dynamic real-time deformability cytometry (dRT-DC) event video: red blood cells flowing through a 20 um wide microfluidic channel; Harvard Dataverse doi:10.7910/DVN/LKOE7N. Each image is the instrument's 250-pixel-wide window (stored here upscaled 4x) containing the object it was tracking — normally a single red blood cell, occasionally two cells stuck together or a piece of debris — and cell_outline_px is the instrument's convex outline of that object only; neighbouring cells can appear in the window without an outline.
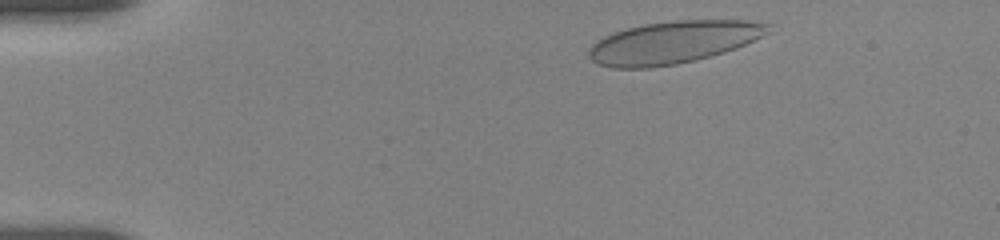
{"species": "human", "species_latin": "Homo sapiens", "temperature_condition": "room temperature", "stored_images_in_passage": 7, "camera_frame_rate_fps": 3000, "um_per_image_px": 0.085, "donor": {"sex": "female"}, "frame": {"image": 1, "passage_image": 2, "time_ms": 0.667, "image_size_px": [1000, 240], "cell_outline_px": [[776, 24], [772, 32], [736, 48], [724, 52], [676, 64], [648, 68], [612, 68], [600, 64], [592, 60], [588, 56], [588, 52], [592, 44], [596, 40], [612, 32], [644, 24], [672, 20], [748, 20]], "centroid_in_image_um": [57.28, 3.57], "position_along_channel_um": 27.7, "area_um2": 44.56}}
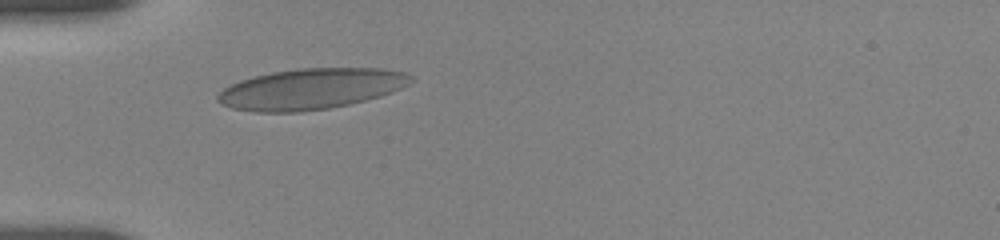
{"frame": {"image": 2, "passage_image": 5, "time_ms": 3.333, "image_size_px": [1000, 240], "cell_outline_px": [[416, 80], [392, 92], [380, 96], [348, 104], [328, 108], [300, 112], [256, 112], [232, 108], [220, 104], [216, 100], [216, 96], [224, 88], [240, 80], [272, 72], [300, 68], [380, 68], [408, 72], [416, 76]], "centroid_in_image_um": [26.46, 7.55], "position_along_channel_um": 58.5, "area_um2": 46.07}}
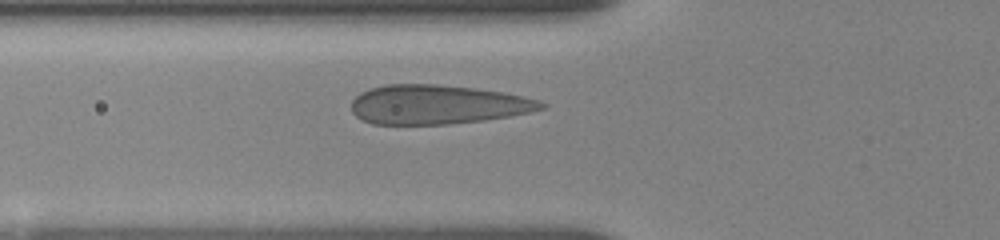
{"frame": {"image": 3, "passage_image": 7, "time_ms": 4.333, "image_size_px": [1000, 240], "cell_outline_px": [[548, 104], [544, 108], [528, 112], [508, 116], [484, 120], [448, 124], [372, 124], [356, 116], [352, 112], [352, 100], [360, 92], [368, 88], [384, 84], [436, 84], [476, 88], [504, 92], [524, 96], [540, 100]], "centroid_in_image_um": [37.18, 8.87], "position_along_channel_um": 88.6, "area_um2": 43.58}}